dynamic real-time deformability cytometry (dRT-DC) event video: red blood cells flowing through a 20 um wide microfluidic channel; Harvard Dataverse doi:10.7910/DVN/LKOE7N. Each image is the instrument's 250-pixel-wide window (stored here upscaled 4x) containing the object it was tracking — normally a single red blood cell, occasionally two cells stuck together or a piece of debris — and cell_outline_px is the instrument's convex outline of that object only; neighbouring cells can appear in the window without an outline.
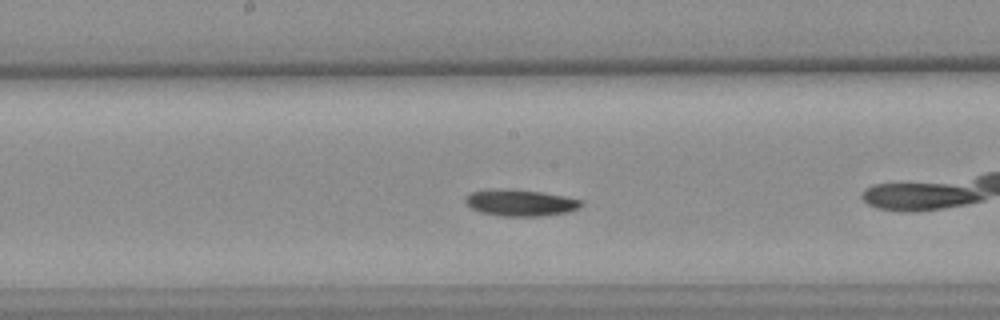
{"species": "common noctule bat (a hibernating species)", "species_latin": "Nyctalus noctula", "temperature_condition": "warm", "stored_images_in_passage": 31, "camera_frame_rate_fps": 3000, "um_per_image_px": 0.085, "animal": {"sex": "female", "body_mass_g": 25.1}, "frame": {"image": 1, "passage_image": 13, "time_ms": 4.0, "image_size_px": [1000, 320], "cell_outline_px": [[584, 204], [580, 208], [568, 212], [544, 216], [504, 216], [480, 212], [472, 208], [464, 200], [464, 196], [472, 192], [500, 188], [508, 188], [540, 192], [564, 196], [584, 200]], "centroid_in_image_um": [44.27, 17.23], "position_along_channel_um": 203.9, "area_um2": 18.03}}
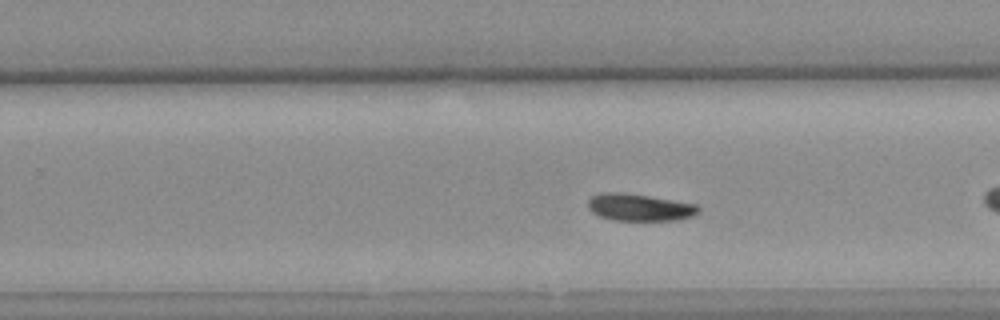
{"frame": {"image": 2, "passage_image": 19, "time_ms": 6.0, "image_size_px": [1000, 320], "cell_outline_px": [[700, 212], [692, 216], [680, 220], [616, 220], [600, 216], [592, 212], [588, 208], [588, 200], [592, 196], [600, 192], [624, 192], [696, 204], [700, 208]], "centroid_in_image_um": [54.36, 17.62], "position_along_channel_um": 275.4, "area_um2": 17.46}}
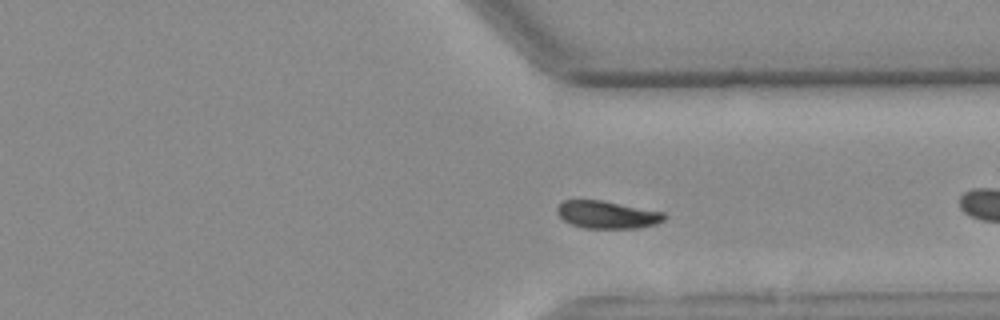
{"frame": {"image": 3, "passage_image": 26, "time_ms": 8.333, "image_size_px": [1000, 320], "cell_outline_px": [[668, 216], [664, 220], [656, 224], [640, 228], [584, 228], [572, 224], [564, 220], [556, 212], [556, 208], [564, 200], [600, 200], [664, 212]], "centroid_in_image_um": [51.63, 18.25], "position_along_channel_um": 359.8, "area_um2": 17.17}, "authors_computed_cell_mechanics": {"area_um2": 17.5712, "velocity_mm_per_s": 3.5848, "shape_relaxation_time_tau1_ms": 11.1629, "shape_relaxation_time_tau2_ms": null, "deformation_change_tau1": 0.185, "deformation_change_tau2": null}}